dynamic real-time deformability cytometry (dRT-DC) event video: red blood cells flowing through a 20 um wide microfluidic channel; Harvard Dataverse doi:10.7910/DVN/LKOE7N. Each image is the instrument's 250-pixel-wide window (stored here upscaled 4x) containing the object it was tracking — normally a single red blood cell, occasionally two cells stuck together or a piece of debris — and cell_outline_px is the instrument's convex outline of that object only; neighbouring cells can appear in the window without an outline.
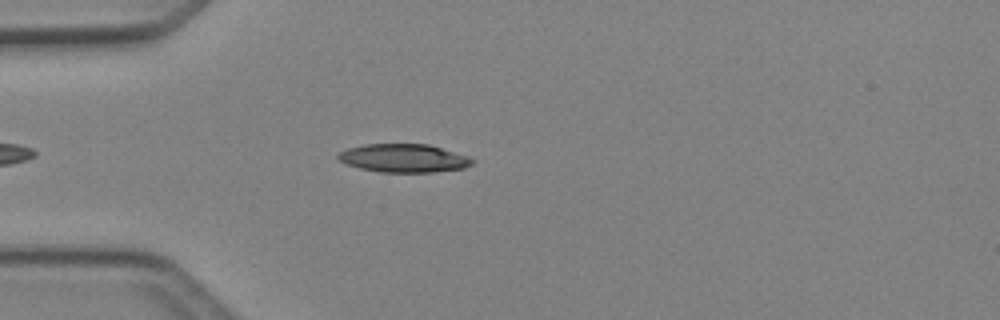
{"species": "Egyptian fruit bat (a non-hibernating species)", "species_latin": "Rousettus aegyptiacus", "temperature_condition": "cold", "stored_images_in_passage": 38, "camera_frame_rate_fps": 3000, "um_per_image_px": 0.085, "animal": {"sex": "female"}, "frame": {"image": 1, "passage_image": 6, "time_ms": 1.667, "image_size_px": [1000, 320], "cell_outline_px": [[476, 160], [472, 164], [464, 168], [432, 172], [380, 172], [360, 168], [348, 164], [340, 160], [336, 156], [340, 152], [348, 148], [364, 144], [428, 144], [468, 156]], "centroid_in_image_um": [34.33, 13.44], "position_along_channel_um": 50.7, "area_um2": 22.02}}
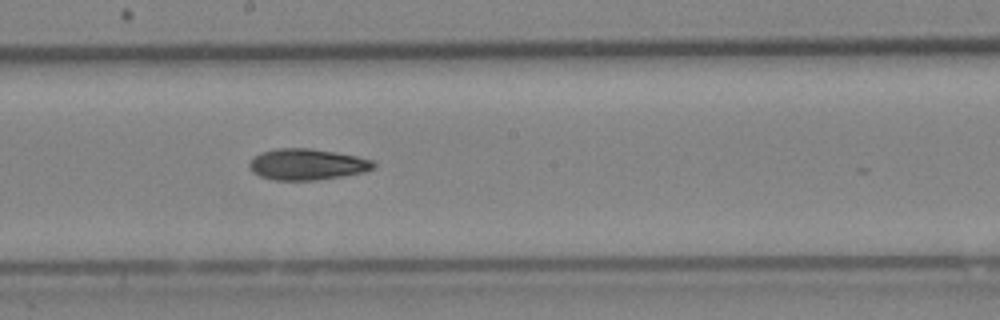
{"frame": {"image": 2, "passage_image": 19, "time_ms": 6.0, "image_size_px": [1000, 320], "cell_outline_px": [[376, 164], [372, 168], [364, 172], [316, 180], [272, 180], [260, 176], [252, 172], [248, 164], [260, 152], [276, 148], [312, 148], [336, 152], [356, 156], [372, 160]], "centroid_in_image_um": [26.07, 13.96], "position_along_channel_um": 222.1, "area_um2": 22.48}}
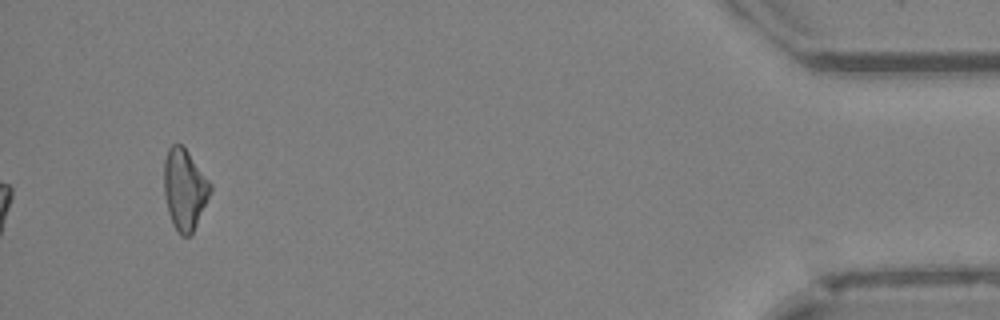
{"frame": {"image": 3, "passage_image": 38, "time_ms": 12.333, "image_size_px": [1000, 320], "cell_outline_px": [[212, 188], [196, 224], [192, 232], [188, 236], [180, 236], [172, 224], [168, 212], [164, 196], [164, 160], [168, 148], [172, 144], [180, 144], [188, 152], [212, 184]], "centroid_in_image_um": [15.66, 16.09], "position_along_channel_um": 419.5, "area_um2": 21.62}, "authors_computed_cell_mechanics": {"area_um2": 22.2241, "velocity_mm_per_s": 4.2709, "shape_relaxation_time_tau1_ms": 7.2191, "shape_relaxation_time_tau2_ms": null, "deformation_change_tau1": 0.1704, "deformation_change_tau2": null}}